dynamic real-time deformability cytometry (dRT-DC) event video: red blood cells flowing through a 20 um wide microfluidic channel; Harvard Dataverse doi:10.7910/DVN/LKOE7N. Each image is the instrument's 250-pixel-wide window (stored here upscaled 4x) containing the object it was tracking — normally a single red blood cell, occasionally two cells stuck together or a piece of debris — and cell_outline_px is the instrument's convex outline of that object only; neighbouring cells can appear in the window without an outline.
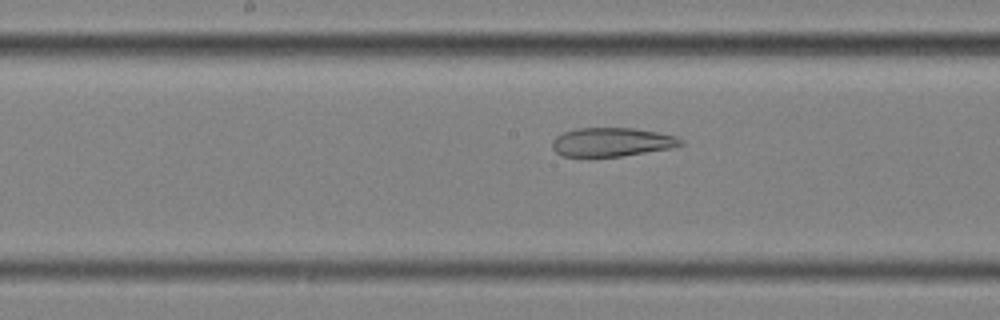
{"species": "common noctule bat (a hibernating species)", "species_latin": "Nyctalus noctula", "temperature_condition": "cold", "stored_images_in_passage": 46, "camera_frame_rate_fps": 3000, "um_per_image_px": 0.085, "animal": {"sex": "female", "body_mass_g": 25.1}, "frame": {"image": 1, "passage_image": 19, "time_ms": 6.0, "image_size_px": [1000, 320], "cell_outline_px": [[684, 144], [672, 148], [620, 156], [564, 156], [556, 152], [552, 148], [552, 140], [556, 136], [564, 132], [576, 128], [632, 128], [656, 132], [676, 136], [684, 140]], "centroid_in_image_um": [52.01, 12.07], "position_along_channel_um": 196.2, "area_um2": 21.44}}
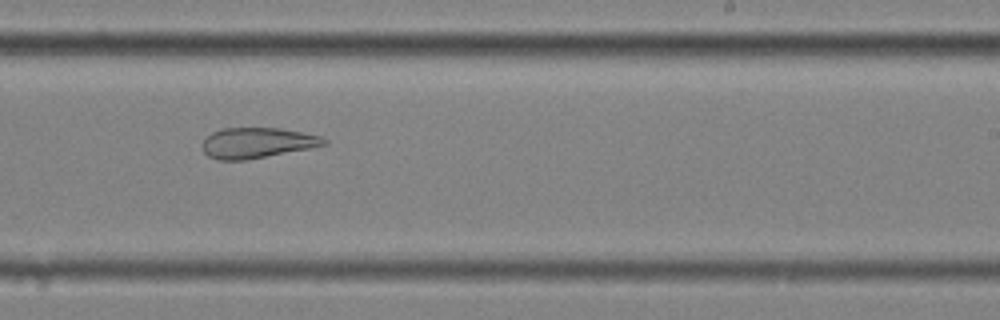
{"frame": {"image": 2, "passage_image": 25, "time_ms": 8.0, "image_size_px": [1000, 320], "cell_outline_px": [[328, 144], [248, 160], [220, 160], [208, 156], [204, 152], [200, 144], [212, 132], [220, 128], [280, 128], [320, 136], [328, 140]], "centroid_in_image_um": [21.81, 12.14], "position_along_channel_um": 267.2, "area_um2": 21.56}}
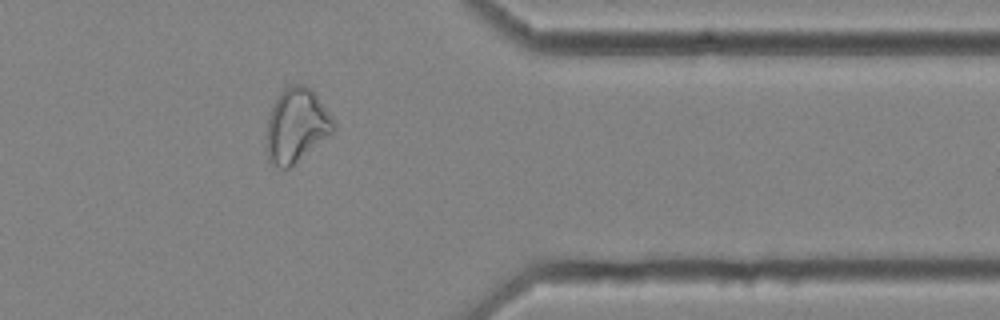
{"frame": {"image": 3, "passage_image": 36, "time_ms": 11.667, "image_size_px": [1000, 320], "cell_outline_px": [[336, 128], [332, 132], [284, 172], [268, 160], [268, 116], [276, 100], [284, 88], [292, 84], [304, 84], [312, 88], [332, 116], [336, 124]], "centroid_in_image_um": [25.22, 10.64], "position_along_channel_um": 386.2, "area_um2": 28.55}, "authors_computed_cell_mechanics": {"area_um2": 27.8596, "velocity_mm_per_s": 3.5558, "shape_relaxation_time_tau1_ms": null, "shape_relaxation_time_tau2_ms": 3.6837, "deformation_change_tau1": null, "deformation_change_tau2": 0.1326}}